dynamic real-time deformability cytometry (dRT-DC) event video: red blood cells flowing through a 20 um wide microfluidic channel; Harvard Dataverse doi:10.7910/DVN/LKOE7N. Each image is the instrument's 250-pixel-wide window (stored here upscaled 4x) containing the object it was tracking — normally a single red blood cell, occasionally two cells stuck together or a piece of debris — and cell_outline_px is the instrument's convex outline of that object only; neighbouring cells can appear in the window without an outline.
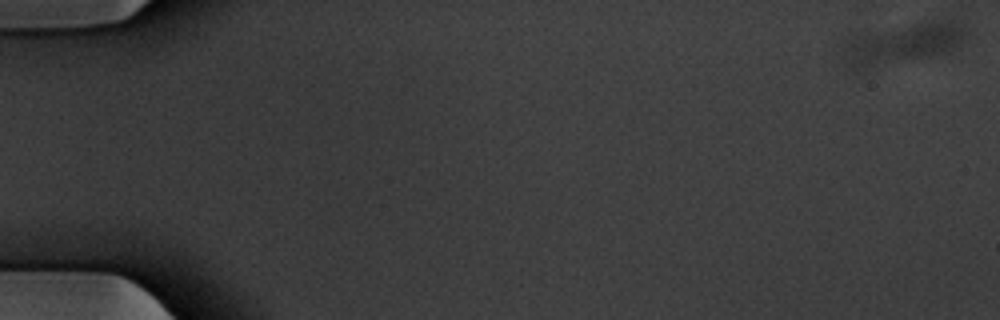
{"species": "common noctule bat (a hibernating species)", "species_latin": "Nyctalus noctula", "temperature_condition": "warm", "stored_images_in_passage": 18, "camera_frame_rate_fps": 3000, "um_per_image_px": 0.085, "animal": {"sex": "male", "body_mass_g": 20.1, "forearm_length_mm": 53.5}, "frame": {"image": 1, "passage_image": 1, "time_ms": 0.0, "image_size_px": [1000, 320], "cell_outline_px": [[968, 36], [952, 52], [864, 72], [852, 72], [844, 64], [844, 40], [860, 32], [944, 20], [952, 20], [960, 24], [968, 32]], "centroid_in_image_um": [76.63, 3.8], "position_along_channel_um": 8.4, "area_um2": 30.69}}
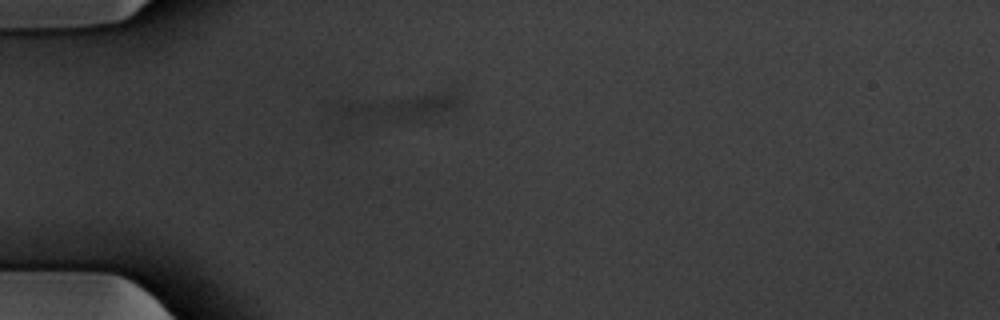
{"frame": {"image": 2, "passage_image": 16, "time_ms": 5.0, "image_size_px": [1000, 320], "cell_outline_px": [[464, 104], [460, 108], [424, 120], [404, 120], [340, 116], [336, 108], [336, 104], [340, 96], [448, 92], [464, 100]], "centroid_in_image_um": [33.9, 8.99], "position_along_channel_um": 51.1, "area_um2": 20.52}}